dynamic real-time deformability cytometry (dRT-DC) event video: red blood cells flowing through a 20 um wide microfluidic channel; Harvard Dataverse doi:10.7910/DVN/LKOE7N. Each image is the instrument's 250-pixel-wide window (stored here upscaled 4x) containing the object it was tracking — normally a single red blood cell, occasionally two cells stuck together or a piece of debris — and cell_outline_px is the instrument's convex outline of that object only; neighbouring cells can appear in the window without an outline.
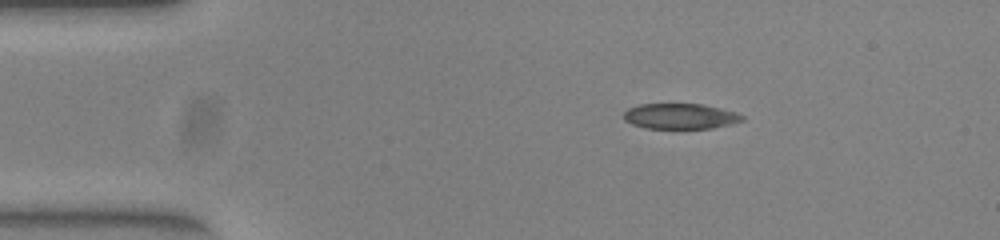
{"species": "common noctule bat (a hibernating species)", "species_latin": "Nyctalus noctula", "temperature_condition": "warm", "stored_images_in_passage": 44, "camera_frame_rate_fps": 3000, "um_per_image_px": 0.085, "animal": {"sex": "female", "body_mass_g": 23.0, "forearm_length_mm": 53.4}, "frame": {"image": 1, "passage_image": 1, "time_ms": 0.0, "image_size_px": [1000, 240], "cell_outline_px": [[744, 120], [732, 124], [712, 128], [644, 128], [632, 124], [624, 120], [624, 112], [628, 108], [640, 104], [704, 104], [736, 112], [744, 116]], "centroid_in_image_um": [57.83, 9.88], "position_along_channel_um": 27.2, "area_um2": 17.63}}
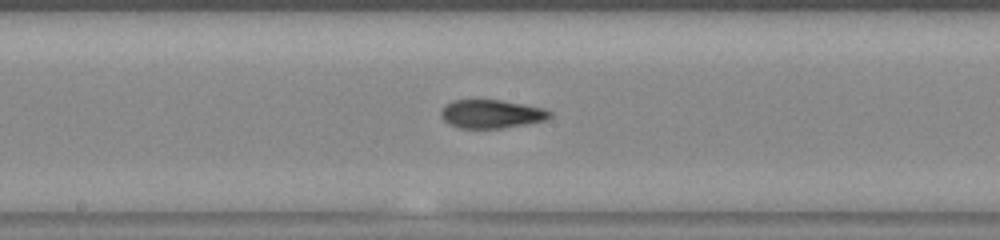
{"frame": {"image": 2, "passage_image": 19, "time_ms": 6.0, "image_size_px": [1000, 240], "cell_outline_px": [[552, 116], [544, 120], [524, 124], [500, 128], [460, 128], [448, 124], [444, 120], [440, 112], [444, 104], [452, 100], [500, 100], [524, 104], [544, 108], [552, 112]], "centroid_in_image_um": [41.74, 9.68], "position_along_channel_um": 206.5, "area_um2": 18.03}}
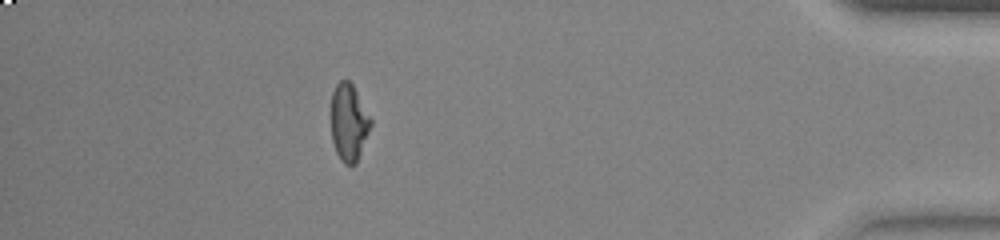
{"frame": {"image": 3, "passage_image": 38, "time_ms": 12.333, "image_size_px": [1000, 240], "cell_outline_px": [[372, 124], [356, 164], [344, 164], [340, 160], [336, 152], [332, 140], [332, 92], [336, 84], [340, 80], [348, 80], [352, 84], [372, 120]], "centroid_in_image_um": [29.65, 10.42], "position_along_channel_um": 405.5, "area_um2": 17.63}, "authors_computed_cell_mechanics": {"area_um2": 18.4093, "velocity_mm_per_s": 3.9717, "shape_relaxation_time_tau1_ms": 6.9194, "shape_relaxation_time_tau2_ms": 2.9088, "deformation_change_tau1": 0.2, "deformation_change_tau2": 0.1078}}